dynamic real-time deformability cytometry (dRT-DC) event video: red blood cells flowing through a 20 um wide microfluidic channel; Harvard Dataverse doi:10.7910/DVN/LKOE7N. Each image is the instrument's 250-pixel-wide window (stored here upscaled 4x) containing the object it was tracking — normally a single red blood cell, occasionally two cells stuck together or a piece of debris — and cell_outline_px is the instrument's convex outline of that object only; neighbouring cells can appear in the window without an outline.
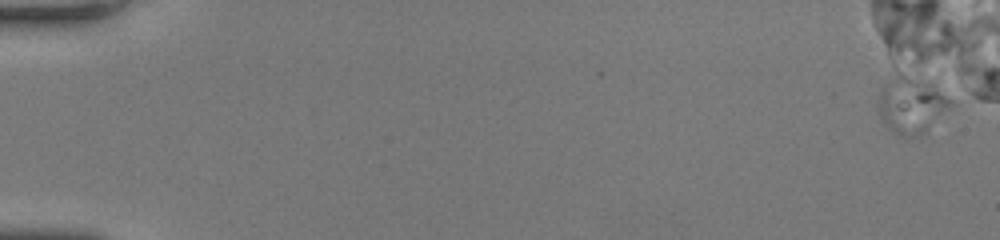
{"species": "human", "species_latin": "Homo sapiens", "temperature_condition": "room temperature", "stored_images_in_passage": 12, "camera_frame_rate_fps": 3000, "um_per_image_px": 0.085, "donor": {"sex": "female"}, "frame": {"image": 1, "passage_image": 3, "time_ms": 0.667, "image_size_px": [1000, 240], "cell_outline_px": [[952, 104], [924, 136], [900, 136], [880, 116], [876, 104], [876, 100], [880, 88], [896, 68], [928, 84], [952, 100]], "centroid_in_image_um": [77.39, 8.88], "position_along_channel_um": 7.6, "area_um2": 23.99}}